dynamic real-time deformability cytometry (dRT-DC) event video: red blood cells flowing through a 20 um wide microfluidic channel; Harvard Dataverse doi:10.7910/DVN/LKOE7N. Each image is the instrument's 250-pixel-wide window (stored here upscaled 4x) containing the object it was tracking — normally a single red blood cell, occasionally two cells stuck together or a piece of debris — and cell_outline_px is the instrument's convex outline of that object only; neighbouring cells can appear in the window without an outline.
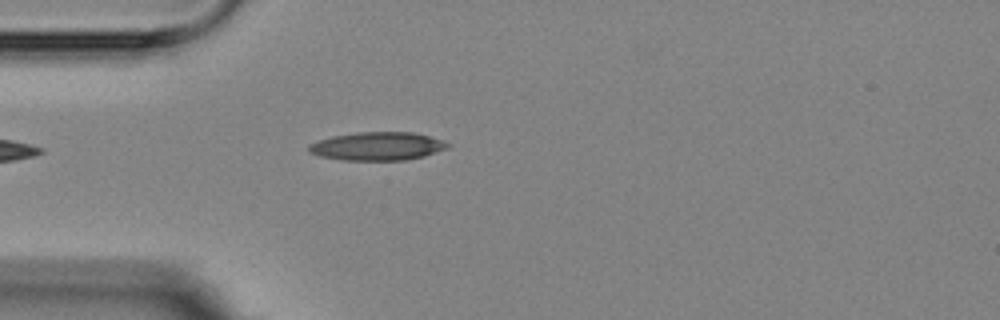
{"species": "Egyptian fruit bat (a non-hibernating species)", "species_latin": "Rousettus aegyptiacus", "temperature_condition": "room temperature", "stored_images_in_passage": 1, "camera_frame_rate_fps": 3000, "um_per_image_px": 0.085, "animal": {"sex": "female"}, "frame": {"image": 1, "passage_image": 1, "time_ms": 0.0, "image_size_px": [1000, 320], "cell_outline_px": [[452, 144], [448, 148], [424, 156], [404, 160], [344, 160], [320, 156], [308, 152], [308, 144], [332, 136], [360, 132], [412, 132], [428, 136]], "centroid_in_image_um": [32.07, 12.43], "position_along_channel_um": 52.9, "area_um2": 22.77}}